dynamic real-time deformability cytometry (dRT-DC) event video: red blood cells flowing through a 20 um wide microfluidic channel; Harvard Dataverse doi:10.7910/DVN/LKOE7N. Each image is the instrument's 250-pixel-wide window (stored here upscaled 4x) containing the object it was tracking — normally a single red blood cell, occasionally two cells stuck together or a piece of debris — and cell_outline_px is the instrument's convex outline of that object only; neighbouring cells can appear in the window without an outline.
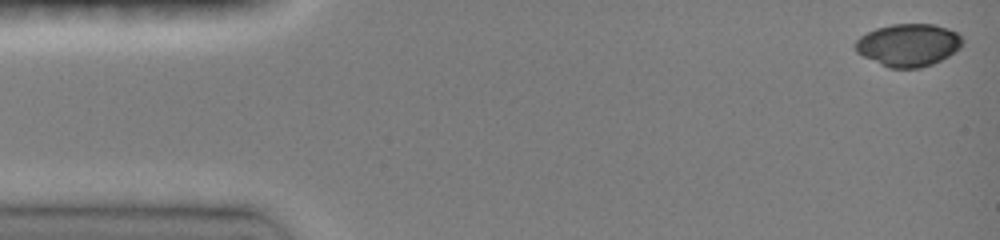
{"species": "common noctule bat (a hibernating species)", "species_latin": "Nyctalus noctula", "temperature_condition": "room temperature", "stored_images_in_passage": 22, "camera_frame_rate_fps": 3000, "um_per_image_px": 0.085, "animal": {"sex": "female", "body_mass_g": 19.0, "forearm_length_mm": 51.5}, "frame": {"image": 1, "passage_image": 1, "time_ms": 0.0, "image_size_px": [1000, 240], "cell_outline_px": [[964, 40], [960, 48], [948, 56], [932, 64], [920, 68], [888, 68], [856, 52], [852, 44], [860, 36], [876, 28], [892, 24], [936, 24], [948, 28], [956, 32]], "centroid_in_image_um": [77.2, 3.82], "position_along_channel_um": 7.8, "area_um2": 26.7}}
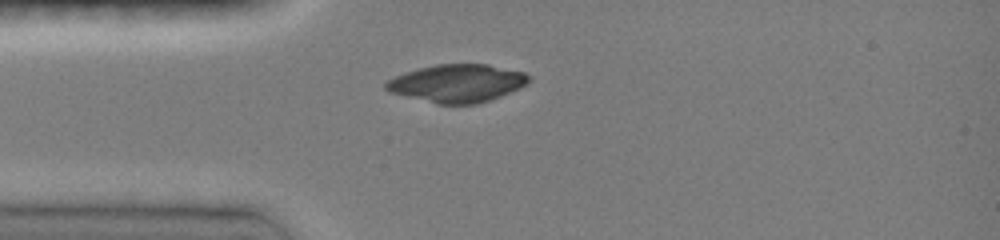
{"frame": {"image": 2, "passage_image": 12, "time_ms": 3.667, "image_size_px": [1000, 240], "cell_outline_px": [[532, 76], [520, 88], [500, 96], [476, 104], [436, 104], [388, 92], [384, 88], [384, 84], [388, 80], [404, 72], [436, 64], [488, 64], [524, 72]], "centroid_in_image_um": [38.83, 7.08], "position_along_channel_um": 46.2, "area_um2": 31.5}}